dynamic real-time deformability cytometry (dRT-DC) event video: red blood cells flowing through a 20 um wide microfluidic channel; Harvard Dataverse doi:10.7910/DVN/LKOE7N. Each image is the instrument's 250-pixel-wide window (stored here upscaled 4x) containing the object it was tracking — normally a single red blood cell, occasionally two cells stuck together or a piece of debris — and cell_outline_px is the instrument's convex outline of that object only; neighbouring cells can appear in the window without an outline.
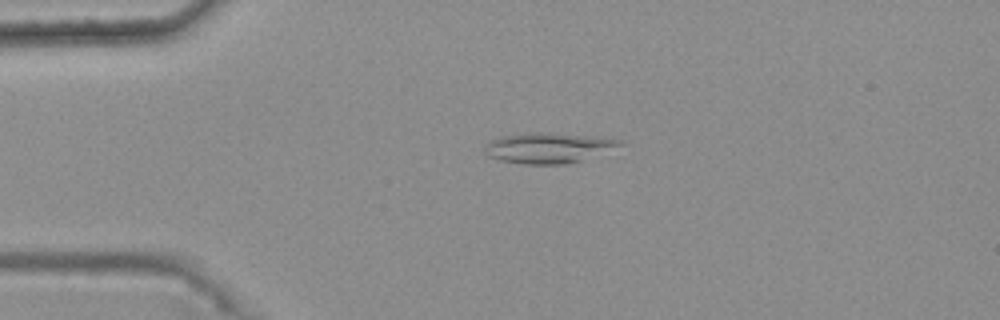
{"species": "common noctule bat (a hibernating species)", "species_latin": "Nyctalus noctula", "temperature_condition": "warm", "stored_images_in_passage": 40, "camera_frame_rate_fps": 3000, "um_per_image_px": 0.085, "animal": {"sex": "female", "body_mass_g": 25.1}, "frame": {"image": 1, "passage_image": 5, "time_ms": 1.333, "image_size_px": [1000, 320], "cell_outline_px": [[624, 144], [580, 160], [564, 164], [524, 164], [500, 160], [488, 156], [484, 148], [488, 140], [500, 136], [528, 132], [548, 132], [620, 140]], "centroid_in_image_um": [46.48, 12.56], "position_along_channel_um": 38.5, "area_um2": 23.47}}
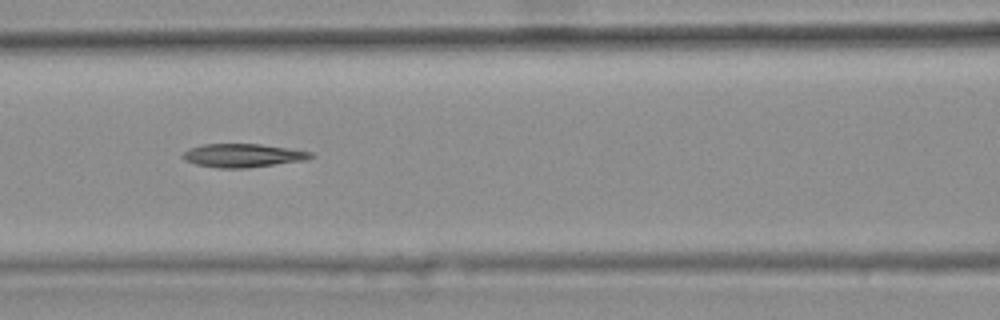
{"frame": {"image": 2, "passage_image": 16, "time_ms": 5.0, "image_size_px": [1000, 320], "cell_outline_px": [[316, 156], [308, 160], [248, 168], [220, 168], [196, 164], [184, 160], [180, 156], [188, 148], [204, 144], [260, 144], [312, 152]], "centroid_in_image_um": [20.65, 13.22], "position_along_channel_um": 145.9, "area_um2": 17.63}}
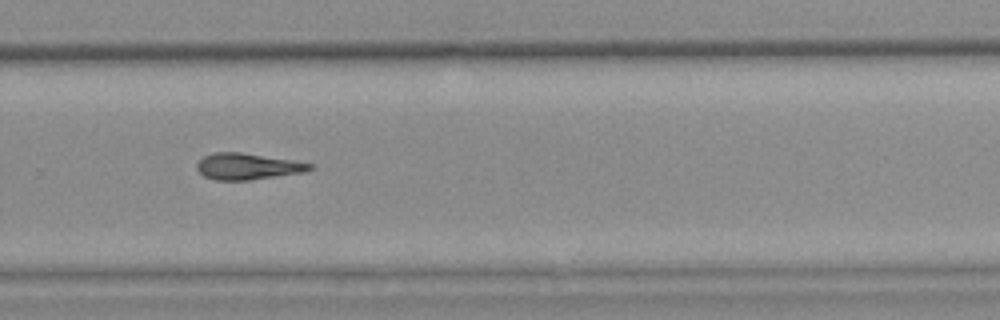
{"frame": {"image": 3, "passage_image": 29, "time_ms": 9.333, "image_size_px": [1000, 320], "cell_outline_px": [[316, 168], [308, 172], [248, 180], [216, 180], [204, 176], [196, 168], [196, 164], [204, 156], [212, 152], [240, 152], [292, 160], [316, 164]], "centroid_in_image_um": [21.11, 14.14], "position_along_channel_um": 308.7, "area_um2": 17.51}}